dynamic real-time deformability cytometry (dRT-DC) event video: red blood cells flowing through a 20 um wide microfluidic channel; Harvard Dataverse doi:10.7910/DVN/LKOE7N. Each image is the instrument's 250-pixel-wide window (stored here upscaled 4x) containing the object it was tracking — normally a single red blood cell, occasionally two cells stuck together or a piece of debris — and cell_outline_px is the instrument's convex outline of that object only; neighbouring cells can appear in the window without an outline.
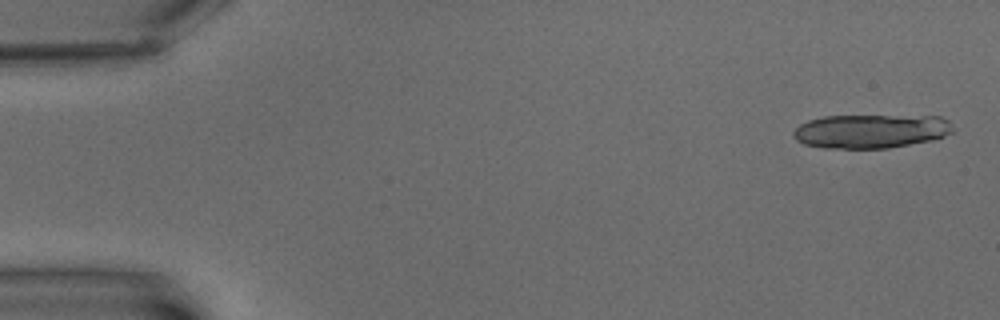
{"species": "common noctule bat (a hibernating species)", "species_latin": "Nyctalus noctula", "temperature_condition": "warm", "stored_images_in_passage": 4, "camera_frame_rate_fps": 3000, "um_per_image_px": 0.085, "animal": {"sex": "male", "body_mass_g": 15.6}, "frame": {"image": 1, "passage_image": 1, "time_ms": 0.0, "image_size_px": [1000, 320], "cell_outline_px": [[952, 132], [944, 136], [932, 140], [888, 148], [824, 148], [804, 144], [796, 140], [792, 136], [792, 132], [800, 124], [808, 120], [824, 116], [940, 116], [948, 120], [952, 128]], "centroid_in_image_um": [73.99, 11.15], "position_along_channel_um": 11.0, "area_um2": 31.5}}